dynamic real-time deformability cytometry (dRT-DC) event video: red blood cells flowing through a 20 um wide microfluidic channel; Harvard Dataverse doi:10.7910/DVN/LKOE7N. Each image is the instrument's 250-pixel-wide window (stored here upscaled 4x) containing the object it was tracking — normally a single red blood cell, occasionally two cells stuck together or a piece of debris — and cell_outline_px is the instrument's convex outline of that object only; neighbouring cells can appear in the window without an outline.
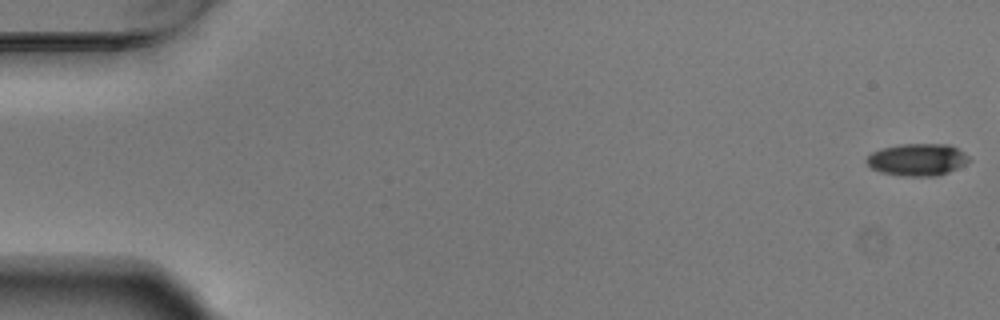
{"species": "Egyptian fruit bat (a non-hibernating species)", "species_latin": "Rousettus aegyptiacus", "temperature_condition": "warm", "stored_images_in_passage": 12, "camera_frame_rate_fps": 3000, "um_per_image_px": 0.085, "animal": {"sex": "male"}, "frame": {"image": 1, "passage_image": 1, "time_ms": 0.0, "image_size_px": [1000, 320], "cell_outline_px": [[972, 160], [948, 172], [936, 176], [904, 176], [880, 172], [872, 168], [864, 160], [872, 152], [880, 148], [900, 144], [948, 144], [964, 152]], "centroid_in_image_um": [77.96, 13.56], "position_along_channel_um": 7.0, "area_um2": 19.19}}